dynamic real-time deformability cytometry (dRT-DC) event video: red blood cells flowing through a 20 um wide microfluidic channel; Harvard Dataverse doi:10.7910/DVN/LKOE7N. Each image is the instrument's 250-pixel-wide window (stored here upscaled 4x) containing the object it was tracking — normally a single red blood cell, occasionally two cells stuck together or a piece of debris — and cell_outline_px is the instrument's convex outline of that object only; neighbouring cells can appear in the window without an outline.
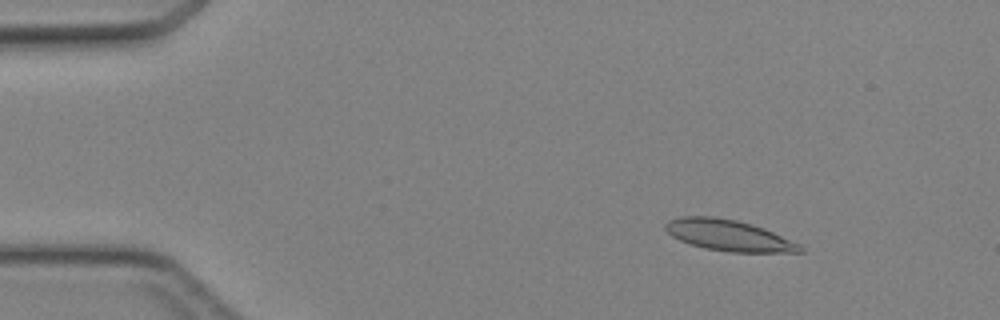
{"species": "Egyptian fruit bat (a non-hibernating species)", "species_latin": "Rousettus aegyptiacus", "temperature_condition": "cold", "stored_images_in_passage": 11, "segment_of_instrument_passage": [1, 2], "camera_frame_rate_fps": 3000, "um_per_image_px": 0.085, "animal": {"sex": "female"}, "frame": {"image": 1, "passage_image": 4, "time_ms": 1.0, "image_size_px": [1000, 320], "cell_outline_px": [[804, 252], [728, 252], [704, 248], [680, 240], [672, 236], [664, 228], [664, 224], [668, 220], [680, 216], [712, 216], [736, 220], [752, 224], [764, 228], [800, 244], [804, 248]], "centroid_in_image_um": [61.93, 20.0], "position_along_channel_um": 23.1, "area_um2": 24.39}}